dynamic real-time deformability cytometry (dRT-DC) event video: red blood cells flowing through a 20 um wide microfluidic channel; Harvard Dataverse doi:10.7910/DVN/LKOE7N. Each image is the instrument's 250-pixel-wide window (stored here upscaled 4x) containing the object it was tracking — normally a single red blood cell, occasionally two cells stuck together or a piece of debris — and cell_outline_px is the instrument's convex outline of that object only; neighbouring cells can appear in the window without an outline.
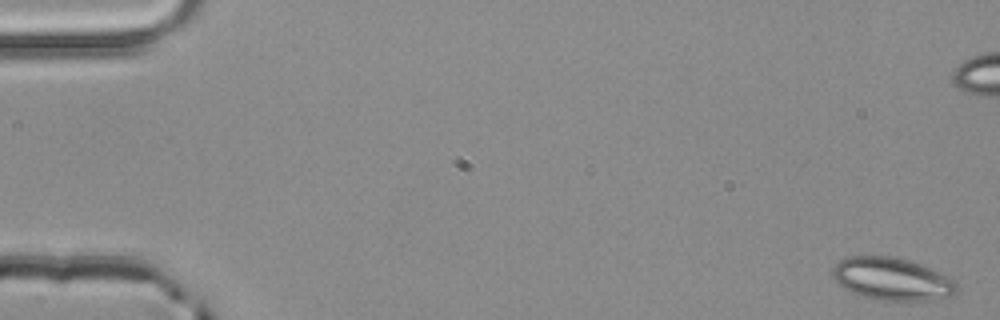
{"species": "common noctule bat (a hibernating species)", "species_latin": "Nyctalus noctula", "temperature_condition": "room temperature", "stored_images_in_passage": 5, "camera_frame_rate_fps": 3000, "um_per_image_px": 0.085, "animal": {"sex": "male", "body_mass_g": 20.4}, "frame": {"image": 1, "passage_image": 1, "time_ms": 0.0, "image_size_px": [1000, 320], "cell_outline_px": [[956, 292], [948, 296], [928, 300], [872, 300], [852, 292], [844, 288], [832, 276], [832, 268], [840, 260], [848, 256], [888, 256], [908, 260], [920, 264], [948, 276], [956, 280]], "centroid_in_image_um": [75.79, 23.71], "position_along_channel_um": 9.2, "area_um2": 30.58}}